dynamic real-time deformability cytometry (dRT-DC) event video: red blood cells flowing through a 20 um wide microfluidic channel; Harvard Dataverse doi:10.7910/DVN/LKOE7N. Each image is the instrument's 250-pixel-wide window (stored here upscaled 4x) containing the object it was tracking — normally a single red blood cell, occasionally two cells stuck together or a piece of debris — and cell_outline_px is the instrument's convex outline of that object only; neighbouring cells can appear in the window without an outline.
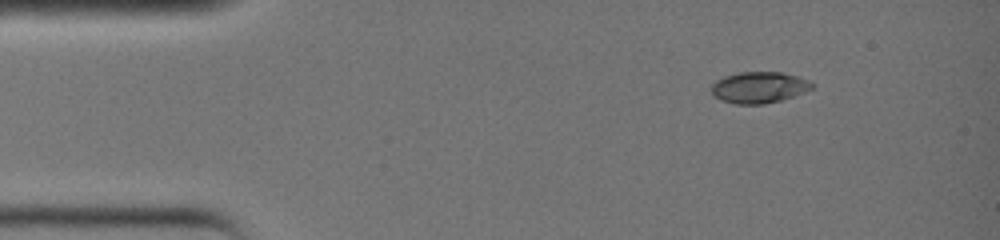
{"species": "common noctule bat (a hibernating species)", "species_latin": "Nyctalus noctula", "temperature_condition": "warm", "stored_images_in_passage": 2, "camera_frame_rate_fps": 3000, "um_per_image_px": 0.085, "animal": {"sex": "female", "body_mass_g": 19.0, "forearm_length_mm": 51.5}, "frame": {"image": 1, "passage_image": 1, "time_ms": 0.0, "image_size_px": [1000, 240], "cell_outline_px": [[816, 84], [812, 88], [792, 96], [780, 100], [760, 104], [736, 104], [720, 100], [712, 92], [712, 84], [716, 80], [724, 76], [740, 72], [780, 72], [796, 76], [808, 80]], "centroid_in_image_um": [64.5, 7.42], "position_along_channel_um": 20.5, "area_um2": 18.09}}